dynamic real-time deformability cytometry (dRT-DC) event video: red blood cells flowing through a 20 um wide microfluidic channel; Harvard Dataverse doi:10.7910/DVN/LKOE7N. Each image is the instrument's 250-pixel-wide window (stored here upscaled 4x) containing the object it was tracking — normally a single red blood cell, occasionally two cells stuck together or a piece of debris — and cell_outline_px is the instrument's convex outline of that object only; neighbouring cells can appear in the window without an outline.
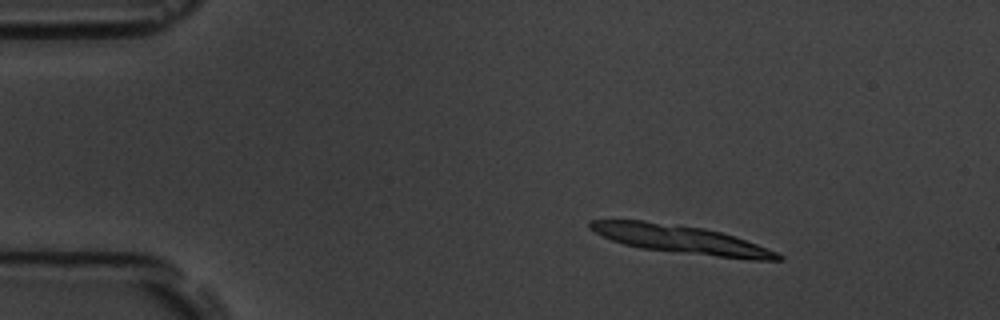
{"species": "common noctule bat (a hibernating species)", "species_latin": "Nyctalus noctula", "temperature_condition": "room temperature", "stored_images_in_passage": 9, "segment_of_instrument_passage": [1, 2], "camera_frame_rate_fps": 3000, "um_per_image_px": 0.085, "animal": {"sex": "male", "body_mass_g": 19.5, "forearm_length_mm": 54.6}, "frame": {"image": 1, "passage_image": 1, "time_ms": 0.0, "image_size_px": [1000, 320], "cell_outline_px": [[784, 260], [752, 260], [640, 248], [624, 244], [612, 240], [588, 228], [588, 220], [644, 220], [704, 228], [736, 236], [768, 248], [784, 256]], "centroid_in_image_um": [57.91, 20.35], "position_along_channel_um": 27.1, "area_um2": 30.81}}